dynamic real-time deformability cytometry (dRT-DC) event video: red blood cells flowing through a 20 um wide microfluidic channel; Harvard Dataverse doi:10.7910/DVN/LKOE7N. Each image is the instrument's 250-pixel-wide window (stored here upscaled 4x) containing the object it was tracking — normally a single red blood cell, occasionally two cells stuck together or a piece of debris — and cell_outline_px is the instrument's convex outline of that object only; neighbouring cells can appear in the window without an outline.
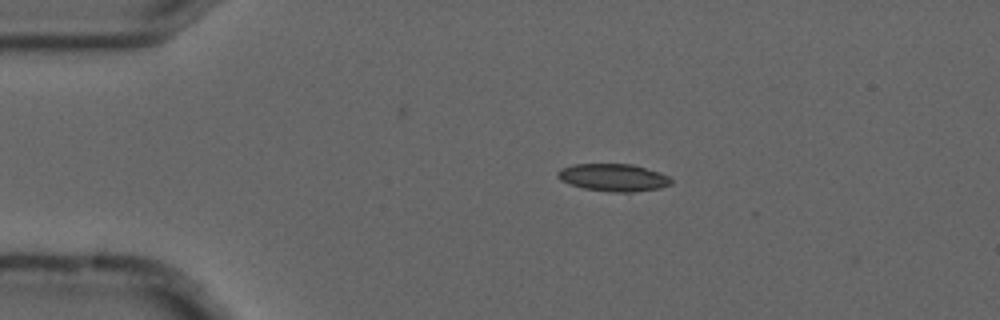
{"species": "common noctule bat (a hibernating species)", "species_latin": "Nyctalus noctula", "temperature_condition": "cold", "stored_images_in_passage": 5, "camera_frame_rate_fps": 3000, "um_per_image_px": 0.085, "animal": {"sex": "male", "forearm_length_mm": 52.5}, "frame": {"image": 1, "passage_image": 1, "time_ms": 0.0, "image_size_px": [1000, 320], "cell_outline_px": [[672, 184], [660, 188], [632, 192], [612, 192], [584, 188], [568, 184], [560, 180], [556, 176], [556, 172], [560, 168], [572, 164], [632, 164], [660, 172], [668, 176], [672, 180]], "centroid_in_image_um": [52.11, 15.08], "position_along_channel_um": 32.9, "area_um2": 18.32}}
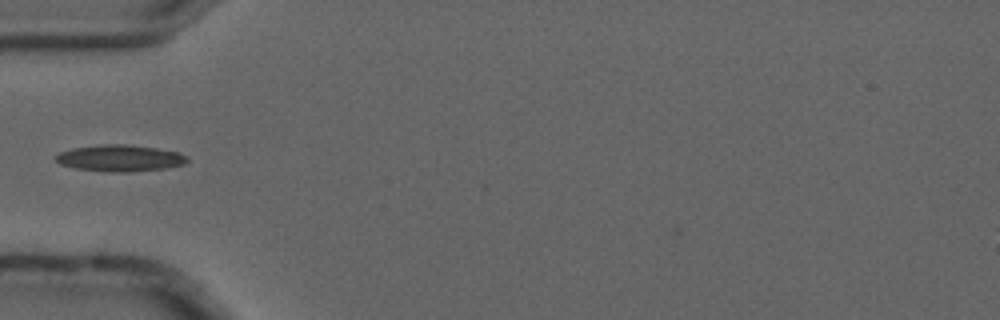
{"frame": {"image": 2, "passage_image": 3, "time_ms": 0.667, "image_size_px": [1000, 320], "cell_outline_px": [[188, 160], [184, 164], [164, 168], [124, 172], [104, 172], [76, 168], [60, 164], [56, 160], [56, 156], [60, 152], [72, 148], [100, 144], [124, 144], [156, 148], [180, 152]], "centroid_in_image_um": [10.17, 13.44], "position_along_channel_um": 74.8, "area_um2": 20.17}}
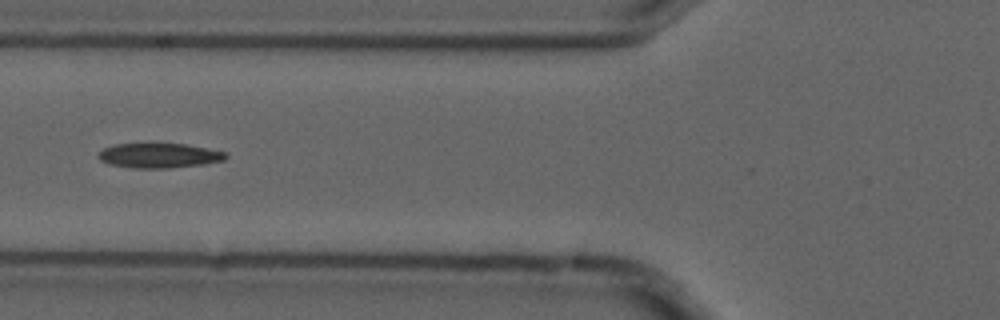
{"frame": {"image": 3, "passage_image": 4, "time_ms": 1.0, "image_size_px": [1000, 320], "cell_outline_px": [[228, 156], [224, 160], [204, 164], [168, 168], [136, 168], [108, 164], [100, 160], [96, 156], [104, 148], [112, 144], [184, 144], [224, 152]], "centroid_in_image_um": [13.48, 13.23], "position_along_channel_um": 112.3, "area_um2": 18.15}}